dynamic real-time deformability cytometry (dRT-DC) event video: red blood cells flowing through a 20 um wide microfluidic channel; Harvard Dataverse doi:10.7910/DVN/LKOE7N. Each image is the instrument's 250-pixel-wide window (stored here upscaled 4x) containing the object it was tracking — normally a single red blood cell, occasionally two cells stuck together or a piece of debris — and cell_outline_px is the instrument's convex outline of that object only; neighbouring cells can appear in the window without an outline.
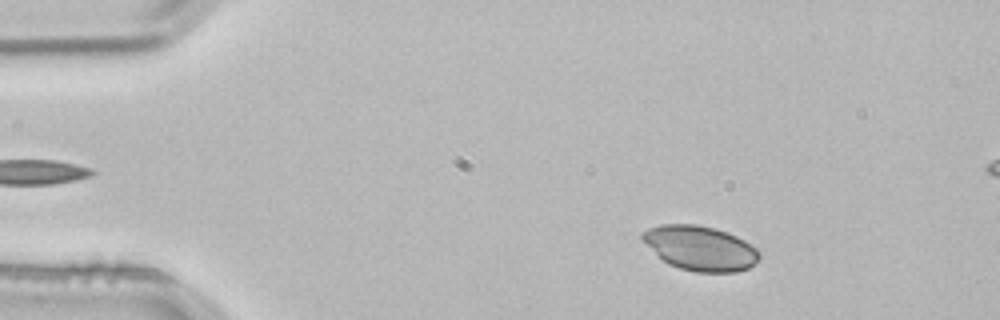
{"species": "common noctule bat (a hibernating species)", "species_latin": "Nyctalus noctula", "temperature_condition": "room temperature", "stored_images_in_passage": 3, "camera_frame_rate_fps": 3000, "um_per_image_px": 0.085, "animal": {"sex": "male", "body_mass_g": 21.5, "forearm_length_mm": 52.0}, "frame": {"image": 1, "passage_image": 1, "time_ms": 0.0, "image_size_px": [1000, 320], "cell_outline_px": [[760, 260], [748, 268], [736, 272], [696, 272], [680, 268], [668, 264], [640, 240], [640, 232], [648, 228], [660, 224], [696, 224], [712, 228], [736, 236], [744, 240], [756, 248], [760, 252]], "centroid_in_image_um": [59.49, 21.09], "position_along_channel_um": 25.5, "area_um2": 30.52}}